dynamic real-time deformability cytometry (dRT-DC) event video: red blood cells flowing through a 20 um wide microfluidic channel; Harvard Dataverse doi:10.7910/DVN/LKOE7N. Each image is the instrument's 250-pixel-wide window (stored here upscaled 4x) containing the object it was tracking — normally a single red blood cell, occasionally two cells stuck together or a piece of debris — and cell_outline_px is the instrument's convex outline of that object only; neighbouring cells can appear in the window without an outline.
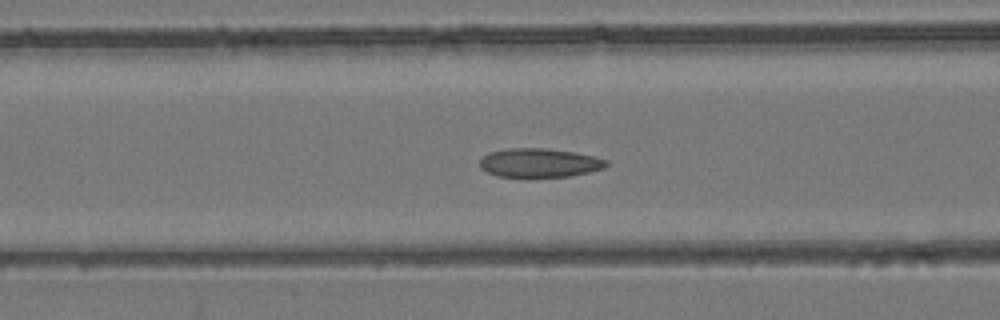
{"species": "common noctule bat (a hibernating species)", "species_latin": "Nyctalus noctula", "temperature_condition": "room temperature", "stored_images_in_passage": 53, "camera_frame_rate_fps": 3000, "um_per_image_px": 0.085, "animal": {"sex": "female", "body_mass_g": 24.6, "forearm_length_mm": 56.2}, "frame": {"image": 1, "passage_image": 21, "time_ms": 6.667, "image_size_px": [1000, 320], "cell_outline_px": [[608, 164], [604, 168], [588, 172], [568, 176], [496, 176], [480, 168], [480, 160], [488, 152], [508, 148], [548, 148], [572, 152], [592, 156], [608, 160]], "centroid_in_image_um": [45.83, 13.82], "position_along_channel_um": 120.8, "area_um2": 21.04}}
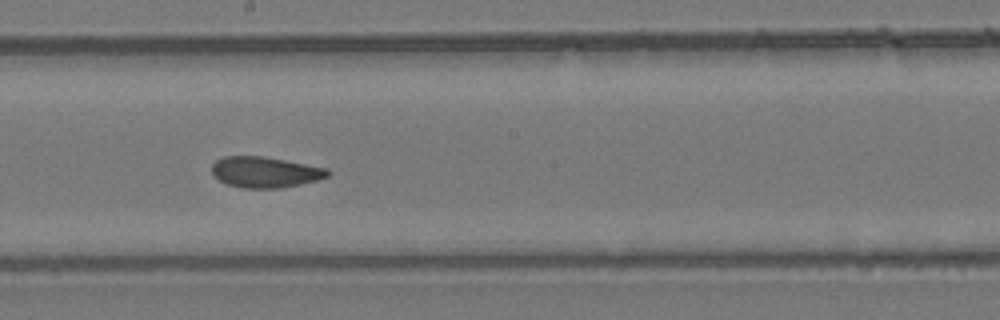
{"frame": {"image": 2, "passage_image": 29, "time_ms": 9.333, "image_size_px": [1000, 320], "cell_outline_px": [[332, 172], [328, 176], [316, 180], [300, 184], [280, 188], [240, 188], [224, 184], [212, 172], [212, 164], [216, 160], [224, 156], [260, 156], [284, 160], [328, 168]], "centroid_in_image_um": [22.52, 14.63], "position_along_channel_um": 225.7, "area_um2": 20.81}}
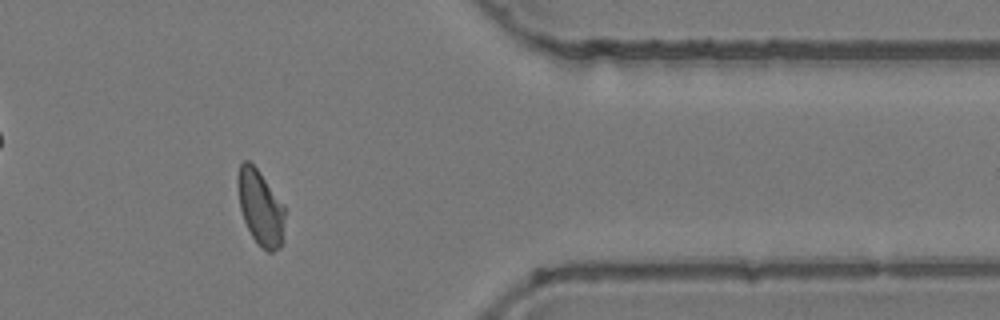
{"frame": {"image": 3, "passage_image": 43, "time_ms": 14.0, "image_size_px": [1000, 320], "cell_outline_px": [[284, 216], [280, 248], [272, 252], [268, 252], [252, 236], [244, 220], [240, 208], [236, 184], [236, 180], [240, 164], [244, 160], [248, 160], [256, 168], [284, 204]], "centroid_in_image_um": [22.11, 17.6], "position_along_channel_um": 389.3, "area_um2": 20.29}, "authors_computed_cell_mechanics": {"area_um2": 21.3282, "velocity_mm_per_s": 3.9396, "shape_relaxation_time_tau1_ms": null, "shape_relaxation_time_tau2_ms": 1.4139, "deformation_change_tau1": null, "deformation_change_tau2": 0.0655}}